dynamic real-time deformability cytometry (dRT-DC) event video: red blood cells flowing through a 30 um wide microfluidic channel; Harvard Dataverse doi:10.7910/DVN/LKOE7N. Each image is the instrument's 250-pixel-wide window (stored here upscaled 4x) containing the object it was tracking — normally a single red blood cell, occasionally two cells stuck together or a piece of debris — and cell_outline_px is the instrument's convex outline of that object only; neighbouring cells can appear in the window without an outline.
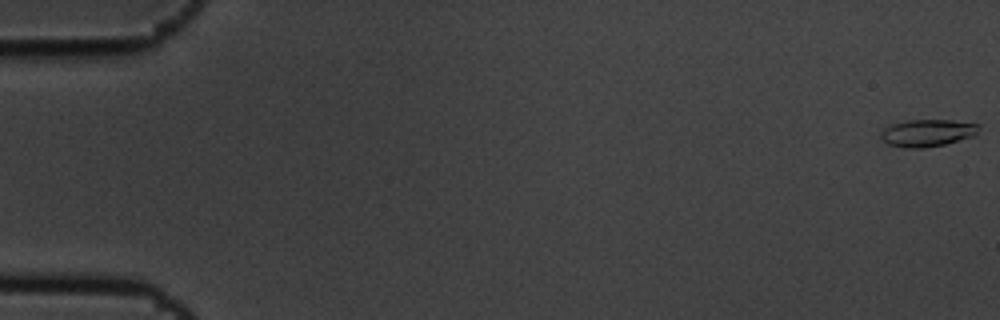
{"species": "common noctule bat (a hibernating species)", "species_latin": "Nyctalus noctula", "temperature_condition": "cold", "stored_images_in_passage": 6, "camera_frame_rate_fps": 3000, "um_per_image_px": 0.085, "animal": {"sex": "male", "body_mass_g": 19.5, "forearm_length_mm": 54.6}, "frame": {"image": 1, "passage_image": 1, "time_ms": 0.0, "image_size_px": [1000, 320], "cell_outline_px": [[980, 124], [976, 136], [944, 144], [920, 148], [904, 148], [888, 144], [880, 140], [880, 132], [884, 128], [892, 124], [904, 120], [952, 120]], "centroid_in_image_um": [78.81, 11.29], "position_along_channel_um": 6.2, "area_um2": 15.72}}
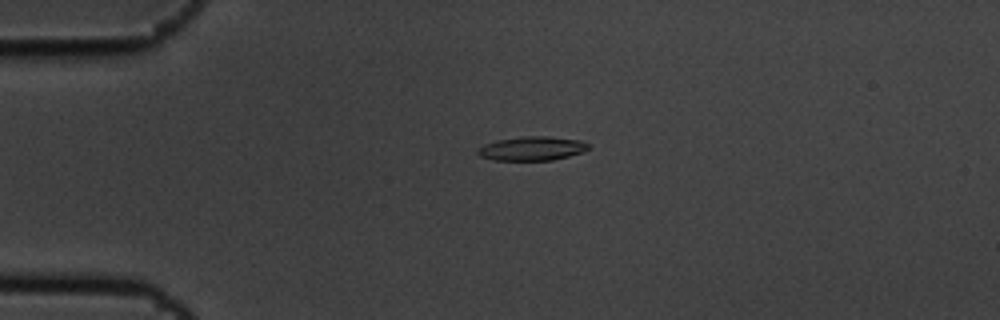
{"frame": {"image": 2, "passage_image": 4, "time_ms": 1.0, "image_size_px": [1000, 320], "cell_outline_px": [[588, 148], [584, 152], [552, 160], [492, 160], [480, 156], [476, 152], [476, 148], [484, 144], [496, 140], [524, 136], [548, 136], [580, 140], [588, 144]], "centroid_in_image_um": [45.17, 12.62], "position_along_channel_um": 39.8, "area_um2": 15.55}}
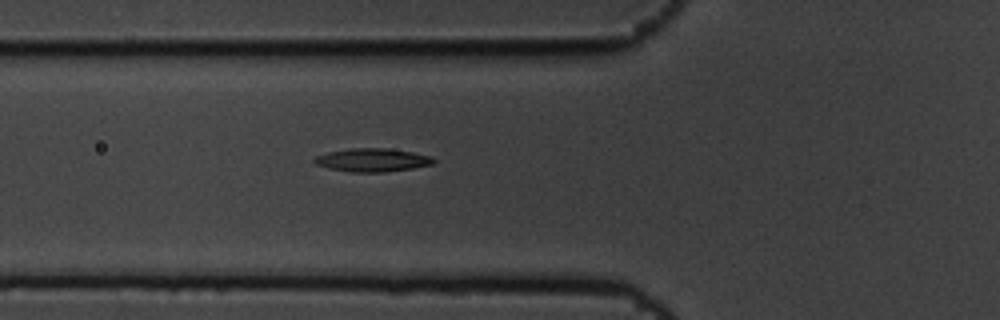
{"frame": {"image": 3, "passage_image": 6, "time_ms": 1.667, "image_size_px": [1000, 320], "cell_outline_px": [[436, 160], [432, 164], [412, 168], [384, 172], [352, 172], [328, 168], [316, 164], [312, 160], [316, 156], [328, 152], [352, 148], [388, 148], [412, 152], [432, 156]], "centroid_in_image_um": [31.65, 13.6], "position_along_channel_um": 94.1, "area_um2": 16.13}}